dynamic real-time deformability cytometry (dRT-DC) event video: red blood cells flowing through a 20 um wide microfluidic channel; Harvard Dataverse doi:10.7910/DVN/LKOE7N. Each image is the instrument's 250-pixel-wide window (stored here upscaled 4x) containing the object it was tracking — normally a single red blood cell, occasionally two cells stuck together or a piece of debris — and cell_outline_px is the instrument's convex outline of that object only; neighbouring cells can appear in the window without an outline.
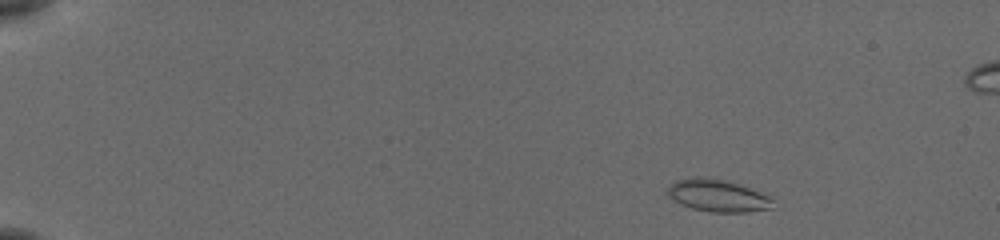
{"species": "common noctule bat (a hibernating species)", "species_latin": "Nyctalus noctula", "temperature_condition": "cold", "stored_images_in_passage": 48, "camera_frame_rate_fps": 3000, "um_per_image_px": 0.085, "animal": {"sex": "female", "body_mass_g": 19.5, "forearm_length_mm": 54.1}, "frame": {"image": 1, "passage_image": 1, "time_ms": 0.0, "image_size_px": [1000, 240], "cell_outline_px": [[776, 208], [748, 212], [712, 212], [692, 208], [680, 204], [668, 196], [668, 188], [676, 180], [696, 176], [728, 180], [772, 196]], "centroid_in_image_um": [61.08, 16.63], "position_along_channel_um": 23.9, "area_um2": 20.06}}
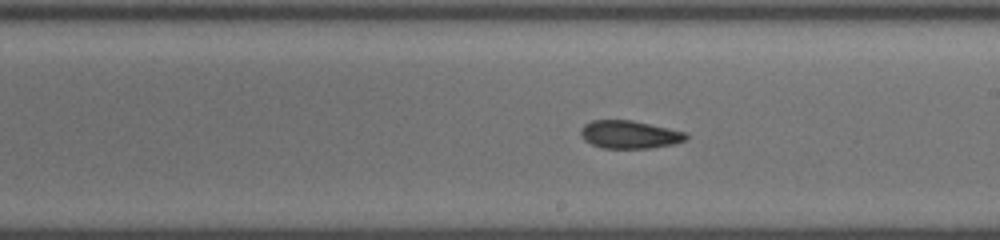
{"frame": {"image": 2, "passage_image": 27, "time_ms": 8.667, "image_size_px": [1000, 240], "cell_outline_px": [[688, 136], [684, 140], [672, 144], [652, 148], [600, 148], [584, 140], [580, 136], [580, 128], [584, 124], [592, 120], [632, 120], [688, 132]], "centroid_in_image_um": [53.48, 11.43], "position_along_channel_um": 235.5, "area_um2": 17.28}}
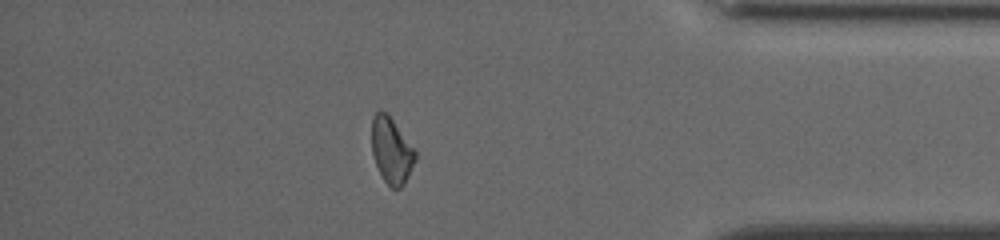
{"frame": {"image": 3, "passage_image": 42, "time_ms": 13.667, "image_size_px": [1000, 240], "cell_outline_px": [[416, 160], [404, 184], [400, 188], [392, 188], [384, 180], [376, 164], [372, 152], [372, 116], [376, 112], [388, 112], [416, 152]], "centroid_in_image_um": [33.27, 12.78], "position_along_channel_um": 401.9, "area_um2": 16.59}, "authors_computed_cell_mechanics": {"area_um2": 17.34, "velocity_mm_per_s": 3.8057, "shape_relaxation_time_tau1_ms": null, "shape_relaxation_time_tau2_ms": 5.8747, "deformation_change_tau1": null, "deformation_change_tau2": 0.1263}}